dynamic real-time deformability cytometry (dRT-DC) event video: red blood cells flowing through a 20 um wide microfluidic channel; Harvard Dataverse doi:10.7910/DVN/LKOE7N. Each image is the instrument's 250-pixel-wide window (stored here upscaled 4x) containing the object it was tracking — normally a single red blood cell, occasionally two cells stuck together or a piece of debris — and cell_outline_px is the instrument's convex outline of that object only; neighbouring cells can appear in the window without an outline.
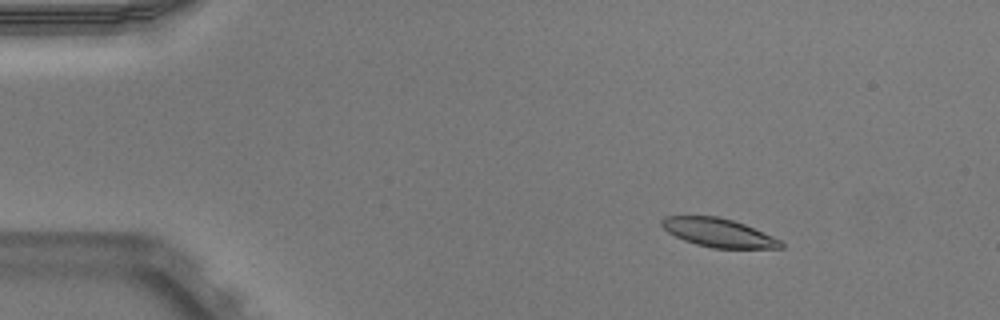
{"species": "Egyptian fruit bat (a non-hibernating species)", "species_latin": "Rousettus aegyptiacus", "temperature_condition": "warm", "stored_images_in_passage": 14, "camera_frame_rate_fps": 3000, "um_per_image_px": 0.085, "animal": {"sex": "male"}, "frame": {"image": 1, "passage_image": 7, "time_ms": 2.0, "image_size_px": [1000, 320], "cell_outline_px": [[784, 248], [712, 248], [696, 244], [684, 240], [668, 232], [660, 224], [660, 220], [664, 216], [716, 216], [732, 220], [744, 224], [772, 236], [780, 240], [784, 244]], "centroid_in_image_um": [61.05, 19.78], "position_along_channel_um": 23.9, "area_um2": 19.71}}